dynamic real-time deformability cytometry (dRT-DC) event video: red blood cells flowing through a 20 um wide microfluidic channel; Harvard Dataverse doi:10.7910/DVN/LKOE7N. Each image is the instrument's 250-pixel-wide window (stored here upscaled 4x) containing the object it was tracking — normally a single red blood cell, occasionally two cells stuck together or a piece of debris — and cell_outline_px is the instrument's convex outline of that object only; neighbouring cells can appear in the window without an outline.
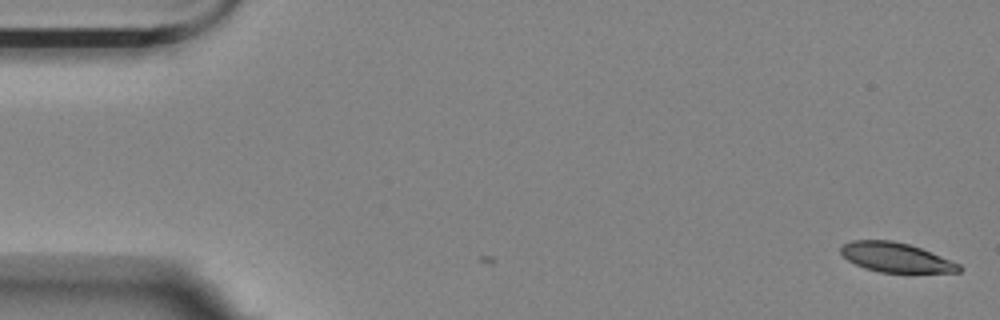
{"species": "Egyptian fruit bat (a non-hibernating species)", "species_latin": "Rousettus aegyptiacus", "temperature_condition": "room temperature", "stored_images_in_passage": 15, "camera_frame_rate_fps": 3000, "um_per_image_px": 0.085, "animal": {"sex": "female"}, "frame": {"image": 1, "passage_image": 1, "time_ms": 0.0, "image_size_px": [1000, 320], "cell_outline_px": [[964, 268], [960, 272], [880, 272], [864, 268], [848, 260], [840, 252], [840, 248], [844, 244], [852, 240], [892, 240], [908, 244], [920, 248], [960, 264]], "centroid_in_image_um": [76.14, 21.88], "position_along_channel_um": 8.9, "area_um2": 20.11}}
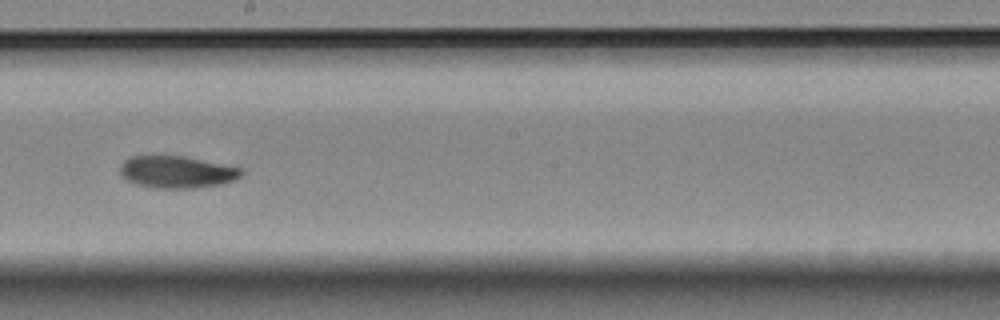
{"frame": {"image": 2, "passage_image": 9, "time_ms": 2.667, "image_size_px": [1000, 320], "cell_outline_px": [[244, 172], [240, 176], [232, 180], [220, 184], [196, 188], [156, 188], [136, 184], [128, 180], [120, 172], [120, 164], [128, 156], [184, 156], [240, 168]], "centroid_in_image_um": [14.99, 14.61], "position_along_channel_um": 233.2, "area_um2": 22.43}}
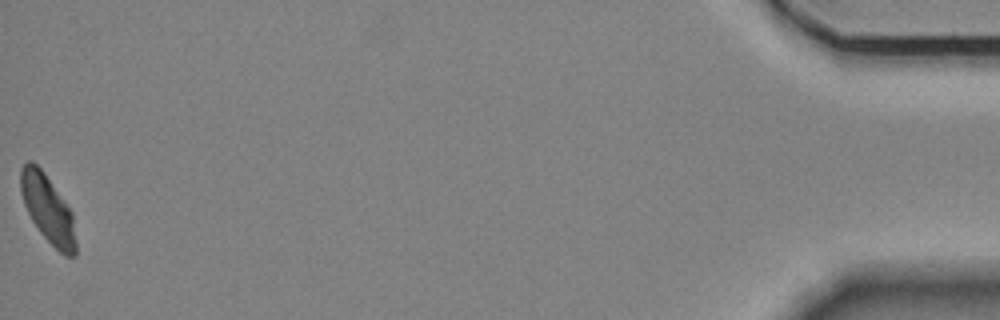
{"frame": {"image": 3, "passage_image": 15, "time_ms": 4.667, "image_size_px": [1000, 320], "cell_outline_px": [[76, 256], [64, 256], [40, 232], [32, 220], [24, 204], [20, 192], [20, 168], [28, 160], [32, 160], [44, 172], [72, 212], [76, 244]], "centroid_in_image_um": [4.05, 17.74], "position_along_channel_um": 431.2, "area_um2": 21.62}}